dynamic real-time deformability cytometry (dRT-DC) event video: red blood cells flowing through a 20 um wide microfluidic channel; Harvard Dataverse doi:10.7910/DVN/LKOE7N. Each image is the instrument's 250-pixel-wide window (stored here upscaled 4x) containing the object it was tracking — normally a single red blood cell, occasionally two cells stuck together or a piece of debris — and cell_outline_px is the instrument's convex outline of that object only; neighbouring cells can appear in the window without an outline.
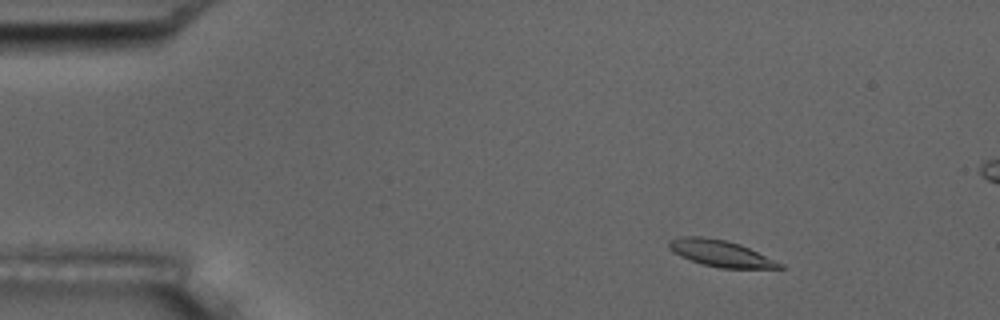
{"species": "common noctule bat (a hibernating species)", "species_latin": "Nyctalus noctula", "temperature_condition": "room temperature", "stored_images_in_passage": 8, "camera_frame_rate_fps": 3000, "um_per_image_px": 0.085, "animal": {"sex": "male", "body_mass_g": 17.5, "forearm_length_mm": 52.3}, "frame": {"image": 1, "passage_image": 2, "time_ms": 1.333, "image_size_px": [1000, 320], "cell_outline_px": [[784, 268], [720, 268], [704, 264], [680, 256], [668, 248], [668, 240], [680, 236], [704, 236], [724, 240], [740, 244], [784, 264]], "centroid_in_image_um": [61.23, 21.52], "position_along_channel_um": 23.8, "area_um2": 16.94}}
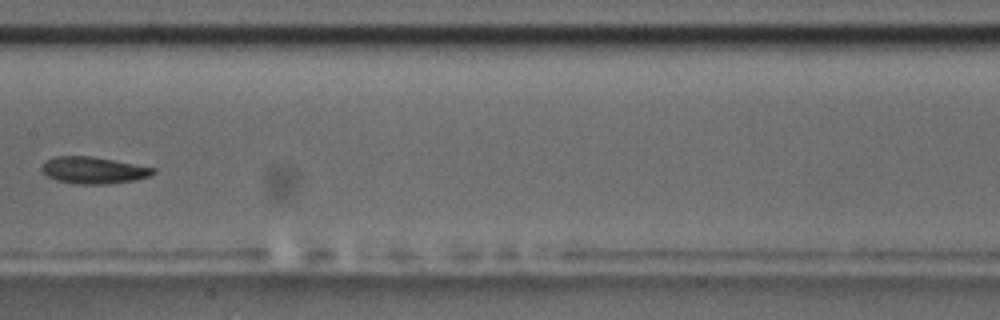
{"frame": {"image": 2, "passage_image": 8, "time_ms": 8.333, "image_size_px": [1000, 320], "cell_outline_px": [[156, 172], [152, 176], [136, 180], [108, 184], [76, 184], [56, 180], [40, 172], [40, 168], [44, 160], [56, 156], [92, 156], [156, 168]], "centroid_in_image_um": [7.93, 14.47], "position_along_channel_um": 199.5, "area_um2": 17.69}}